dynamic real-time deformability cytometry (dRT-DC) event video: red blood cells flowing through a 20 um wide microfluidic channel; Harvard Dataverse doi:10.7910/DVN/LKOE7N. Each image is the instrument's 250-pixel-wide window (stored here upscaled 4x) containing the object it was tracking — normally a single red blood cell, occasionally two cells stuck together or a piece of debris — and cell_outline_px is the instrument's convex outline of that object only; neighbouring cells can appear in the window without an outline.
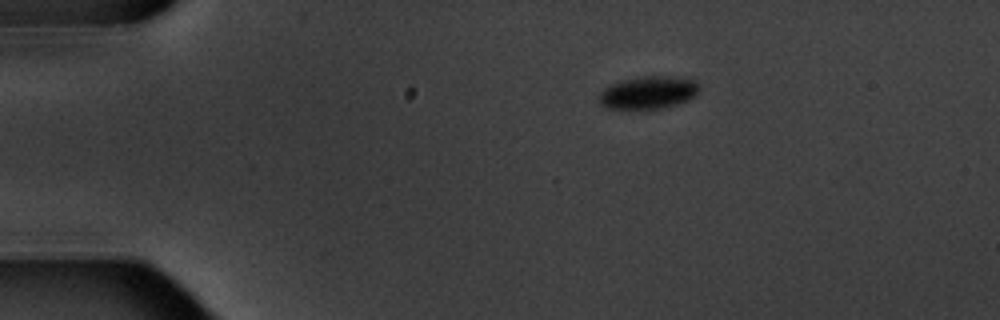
{"species": "common noctule bat (a hibernating species)", "species_latin": "Nyctalus noctula", "temperature_condition": "warm", "stored_images_in_passage": 3, "camera_frame_rate_fps": 3000, "um_per_image_px": 0.085, "animal": {"sex": "male", "body_mass_g": 20.1, "forearm_length_mm": 53.5}, "frame": {"image": 1, "passage_image": 1, "time_ms": 0.0, "image_size_px": [1000, 320], "cell_outline_px": [[700, 88], [696, 96], [680, 104], [664, 108], [608, 108], [600, 104], [600, 92], [604, 88], [612, 84], [624, 80], [640, 76], [676, 76], [692, 80]], "centroid_in_image_um": [55.15, 7.86], "position_along_channel_um": 29.9, "area_um2": 18.96}}